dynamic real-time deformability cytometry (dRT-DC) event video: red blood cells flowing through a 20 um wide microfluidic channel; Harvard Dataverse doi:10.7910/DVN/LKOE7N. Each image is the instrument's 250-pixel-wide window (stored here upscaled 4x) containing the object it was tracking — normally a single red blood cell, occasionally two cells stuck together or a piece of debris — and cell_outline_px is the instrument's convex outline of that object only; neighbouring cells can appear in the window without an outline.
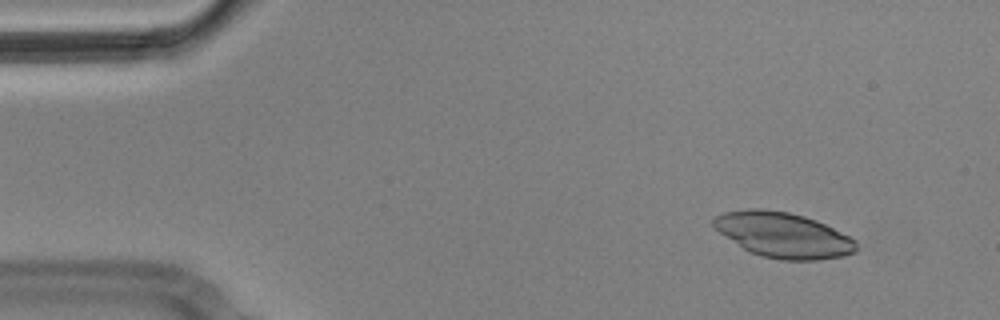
{"species": "Egyptian fruit bat (a non-hibernating species)", "species_latin": "Rousettus aegyptiacus", "temperature_condition": "cold", "stored_images_in_passage": 5, "segment_of_instrument_passage": [2, 2], "camera_frame_rate_fps": 3000, "um_per_image_px": 0.085, "animal": {"sex": "male"}, "frame": {"image": 1, "passage_image": 5, "time_ms": 1.333, "image_size_px": [1000, 320], "cell_outline_px": [[860, 248], [856, 252], [844, 256], [820, 260], [780, 260], [760, 256], [744, 248], [720, 232], [712, 224], [712, 220], [716, 216], [724, 212], [748, 208], [760, 208], [788, 212], [804, 216], [816, 220], [856, 240]], "centroid_in_image_um": [66.61, 19.98], "position_along_channel_um": 18.4, "area_um2": 37.57}}